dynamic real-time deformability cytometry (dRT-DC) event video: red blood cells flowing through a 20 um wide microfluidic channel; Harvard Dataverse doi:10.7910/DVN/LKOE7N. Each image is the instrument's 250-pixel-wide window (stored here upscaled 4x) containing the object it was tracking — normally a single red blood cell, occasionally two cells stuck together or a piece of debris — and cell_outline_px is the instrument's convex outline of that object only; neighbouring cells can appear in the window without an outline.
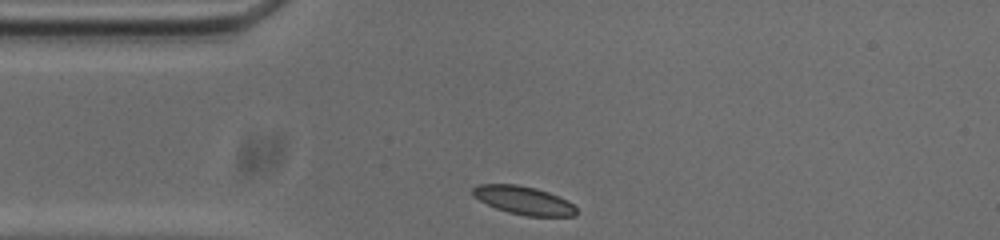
{"species": "common noctule bat (a hibernating species)", "species_latin": "Nyctalus noctula", "temperature_condition": "cold", "stored_images_in_passage": 31, "camera_frame_rate_fps": 3000, "um_per_image_px": 0.085, "animal": {"sex": "male", "body_mass_g": 20.0, "forearm_length_mm": 53.3}, "frame": {"image": 1, "passage_image": 1, "time_ms": 0.0, "image_size_px": [1000, 240], "cell_outline_px": [[576, 216], [528, 216], [508, 212], [496, 208], [472, 196], [472, 188], [476, 184], [516, 184], [536, 188], [548, 192], [568, 200], [576, 208]], "centroid_in_image_um": [44.49, 17.02], "position_along_channel_um": 40.5, "area_um2": 17.05}}
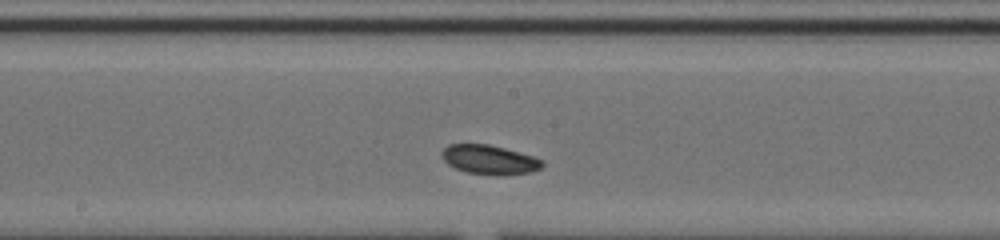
{"frame": {"image": 2, "passage_image": 16, "time_ms": 5.0, "image_size_px": [1000, 240], "cell_outline_px": [[544, 164], [540, 168], [528, 172], [500, 176], [496, 176], [468, 172], [456, 168], [448, 164], [440, 156], [440, 152], [448, 144], [488, 144], [504, 148], [532, 156], [544, 160]], "centroid_in_image_um": [41.57, 13.57], "position_along_channel_um": 206.6, "area_um2": 17.11}}
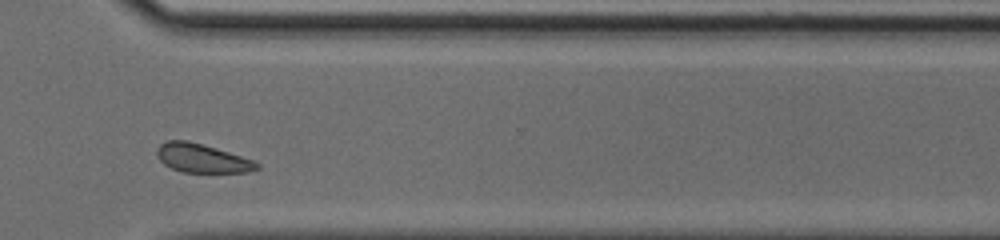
{"frame": {"image": 3, "passage_image": 28, "time_ms": 9.0, "image_size_px": [1000, 240], "cell_outline_px": [[260, 168], [248, 172], [180, 172], [164, 164], [160, 160], [156, 152], [156, 148], [160, 144], [168, 140], [188, 140], [216, 148], [252, 160], [260, 164]], "centroid_in_image_um": [17.15, 13.45], "position_along_channel_um": 353.5, "area_um2": 16.65}}